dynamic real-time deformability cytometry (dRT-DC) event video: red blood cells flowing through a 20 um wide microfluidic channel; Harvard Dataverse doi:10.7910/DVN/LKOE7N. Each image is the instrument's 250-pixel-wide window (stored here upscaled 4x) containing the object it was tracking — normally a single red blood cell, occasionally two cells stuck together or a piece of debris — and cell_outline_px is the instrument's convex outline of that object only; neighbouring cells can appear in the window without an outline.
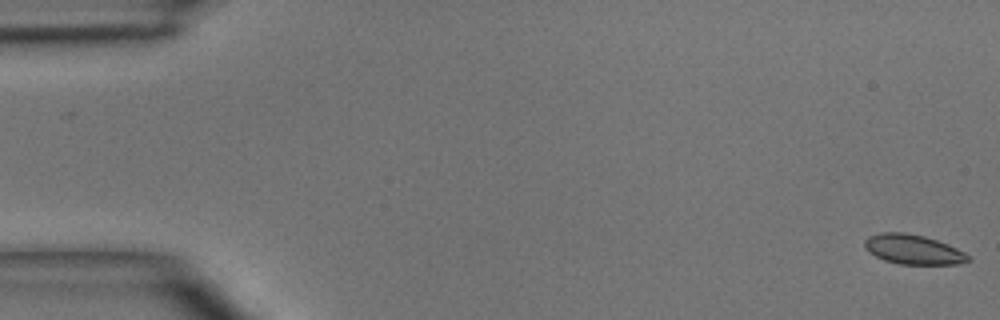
{"species": "common noctule bat (a hibernating species)", "species_latin": "Nyctalus noctula", "temperature_condition": "room temperature", "stored_images_in_passage": 5, "camera_frame_rate_fps": 3000, "um_per_image_px": 0.085, "animal": {"sex": "male", "body_mass_g": 15.6}, "frame": {"image": 1, "passage_image": 1, "time_ms": 0.0, "image_size_px": [1000, 320], "cell_outline_px": [[972, 260], [956, 264], [900, 264], [884, 260], [868, 252], [864, 248], [864, 240], [868, 236], [880, 232], [904, 232], [924, 236], [948, 244], [972, 256]], "centroid_in_image_um": [77.61, 21.2], "position_along_channel_um": 7.4, "area_um2": 18.03}}
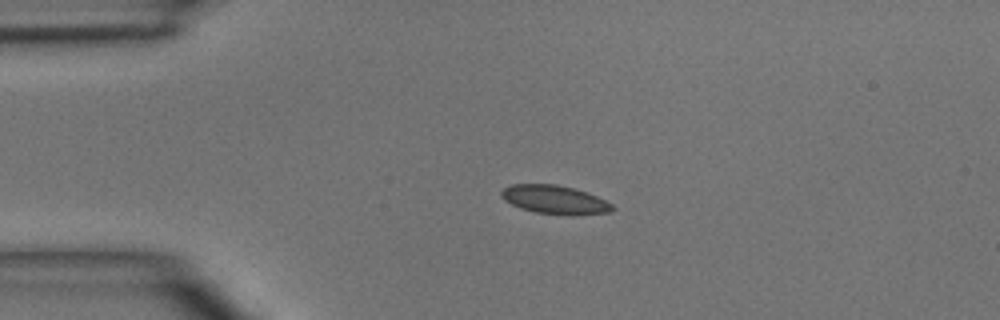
{"frame": {"image": 2, "passage_image": 3, "time_ms": 3.333, "image_size_px": [1000, 320], "cell_outline_px": [[616, 208], [608, 212], [572, 216], [536, 212], [520, 208], [504, 200], [500, 196], [500, 192], [504, 188], [512, 184], [556, 184], [572, 188], [596, 196], [612, 204]], "centroid_in_image_um": [47.13, 16.98], "position_along_channel_um": 37.9, "area_um2": 18.44}}